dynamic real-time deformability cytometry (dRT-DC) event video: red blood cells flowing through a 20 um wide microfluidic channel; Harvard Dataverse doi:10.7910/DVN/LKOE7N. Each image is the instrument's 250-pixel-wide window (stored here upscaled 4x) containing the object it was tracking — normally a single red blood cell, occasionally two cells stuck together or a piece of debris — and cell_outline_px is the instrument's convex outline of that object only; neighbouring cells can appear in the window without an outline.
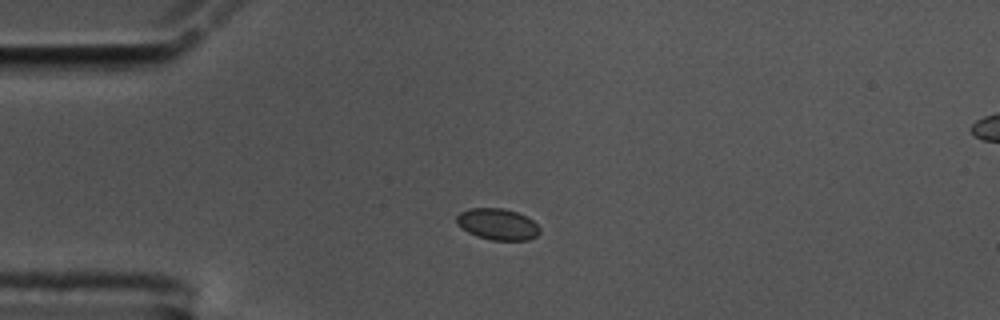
{"species": "common noctule bat (a hibernating species)", "species_latin": "Nyctalus noctula", "temperature_condition": "cold", "stored_images_in_passage": 44, "camera_frame_rate_fps": 3000, "um_per_image_px": 0.085, "animal": {"sex": "male", "body_mass_g": 17.5, "forearm_length_mm": 52.3}, "frame": {"image": 1, "passage_image": 1, "time_ms": 0.0, "image_size_px": [1000, 320], "cell_outline_px": [[540, 232], [536, 236], [528, 240], [492, 240], [476, 236], [468, 232], [456, 224], [456, 216], [460, 212], [468, 208], [504, 208], [516, 212], [532, 220], [540, 228]], "centroid_in_image_um": [42.26, 19.05], "position_along_channel_um": 42.7, "area_um2": 15.2}}
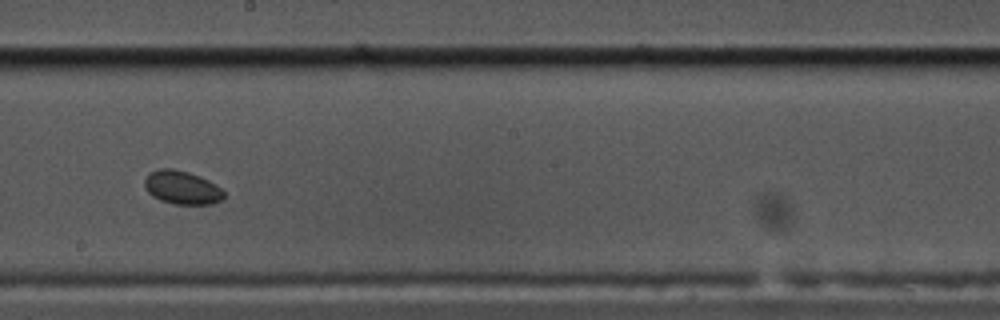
{"frame": {"image": 2, "passage_image": 19, "time_ms": 6.0, "image_size_px": [1000, 320], "cell_outline_px": [[224, 196], [220, 200], [212, 204], [172, 204], [160, 200], [152, 196], [148, 192], [144, 184], [144, 180], [148, 172], [160, 168], [172, 168], [188, 172], [208, 180], [216, 184], [224, 192]], "centroid_in_image_um": [15.43, 15.94], "position_along_channel_um": 232.8, "area_um2": 15.49}}
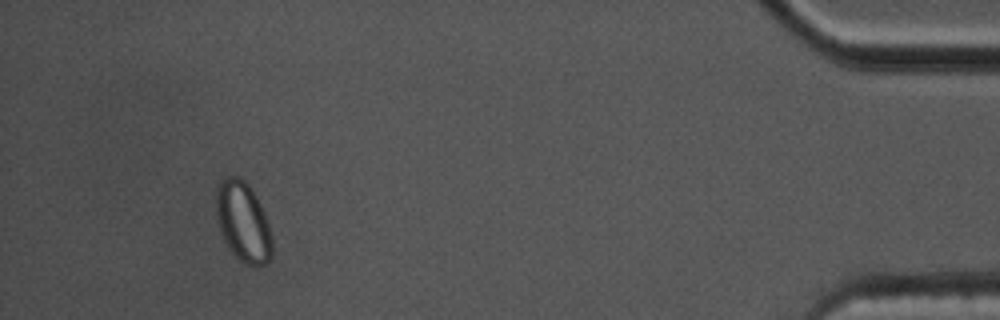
{"frame": {"image": 3, "passage_image": 40, "time_ms": 13.0, "image_size_px": [1000, 320], "cell_outline_px": [[272, 252], [268, 264], [256, 268], [244, 264], [232, 252], [224, 240], [216, 216], [216, 192], [220, 180], [224, 176], [236, 176], [244, 180], [248, 184], [256, 196], [264, 212], [272, 236]], "centroid_in_image_um": [20.67, 18.88], "position_along_channel_um": 414.5, "area_um2": 26.3}, "authors_computed_cell_mechanics": {"area_um2": 15.4326, "velocity_mm_per_s": 3.5324, "shape_relaxation_time_tau1_ms": 1.6681, "shape_relaxation_time_tau2_ms": null, "deformation_change_tau1": 0.0342, "deformation_change_tau2": null}}